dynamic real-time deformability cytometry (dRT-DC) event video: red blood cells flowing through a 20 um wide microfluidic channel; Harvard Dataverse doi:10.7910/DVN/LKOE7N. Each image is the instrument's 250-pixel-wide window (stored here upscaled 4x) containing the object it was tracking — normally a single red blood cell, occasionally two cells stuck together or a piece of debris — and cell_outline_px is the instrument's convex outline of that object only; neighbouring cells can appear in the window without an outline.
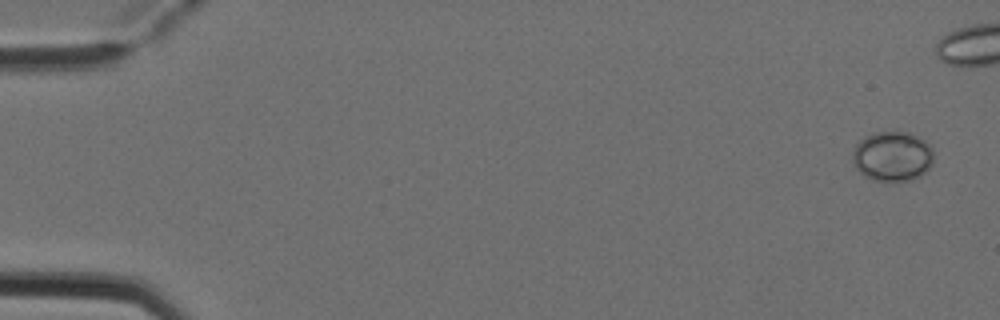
{"species": "Egyptian fruit bat (a non-hibernating species)", "species_latin": "Rousettus aegyptiacus", "temperature_condition": "cold", "stored_images_in_passage": 6, "camera_frame_rate_fps": 3000, "um_per_image_px": 0.085, "animal": {"sex": "female"}, "frame": {"image": 1, "passage_image": 1, "time_ms": 0.0, "image_size_px": [1000, 320], "cell_outline_px": [[932, 164], [920, 176], [912, 180], [892, 184], [872, 180], [864, 176], [856, 168], [852, 160], [852, 152], [856, 144], [864, 136], [872, 132], [896, 128], [908, 132], [924, 140], [932, 148]], "centroid_in_image_um": [75.82, 13.28], "position_along_channel_um": 9.2, "area_um2": 24.62}}